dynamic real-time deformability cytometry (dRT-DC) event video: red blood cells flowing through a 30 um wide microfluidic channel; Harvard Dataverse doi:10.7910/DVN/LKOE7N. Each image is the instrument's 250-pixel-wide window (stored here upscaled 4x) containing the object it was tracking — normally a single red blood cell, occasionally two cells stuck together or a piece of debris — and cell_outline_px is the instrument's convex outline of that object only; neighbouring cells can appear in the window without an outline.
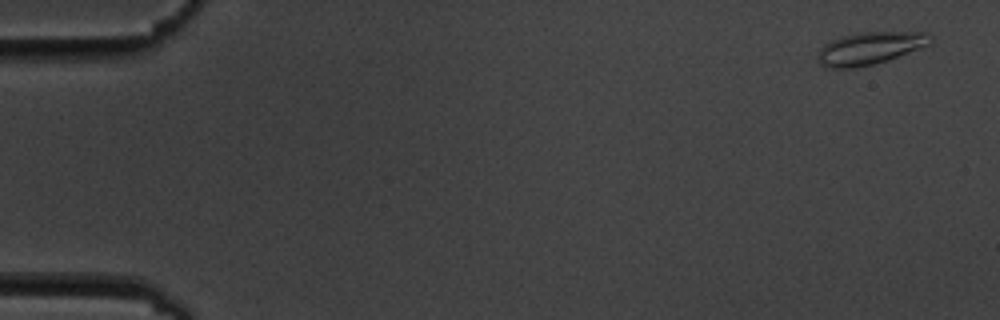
{"species": "common noctule bat (a hibernating species)", "species_latin": "Nyctalus noctula", "temperature_condition": "cold", "stored_images_in_passage": 15, "camera_frame_rate_fps": 3000, "um_per_image_px": 0.085, "animal": {"sex": "male", "body_mass_g": 19.5, "forearm_length_mm": 54.6}, "frame": {"image": 1, "passage_image": 1, "time_ms": 0.0, "image_size_px": [1000, 320], "cell_outline_px": [[932, 40], [928, 44], [888, 60], [872, 64], [852, 68], [832, 68], [820, 64], [816, 56], [820, 48], [824, 44], [840, 36], [860, 32], [924, 32], [932, 36]], "centroid_in_image_um": [73.89, 4.09], "position_along_channel_um": 11.1, "area_um2": 21.1}}
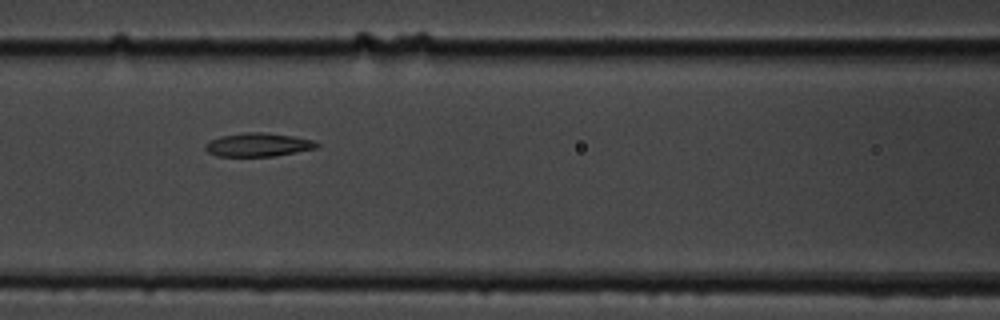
{"frame": {"image": 2, "passage_image": 7, "time_ms": 7.667, "image_size_px": [1000, 320], "cell_outline_px": [[320, 144], [316, 148], [276, 156], [216, 156], [208, 152], [204, 148], [204, 144], [208, 140], [220, 136], [244, 132], [264, 132], [292, 136], [312, 140]], "centroid_in_image_um": [21.89, 12.3], "position_along_channel_um": 144.7, "area_um2": 15.37}}
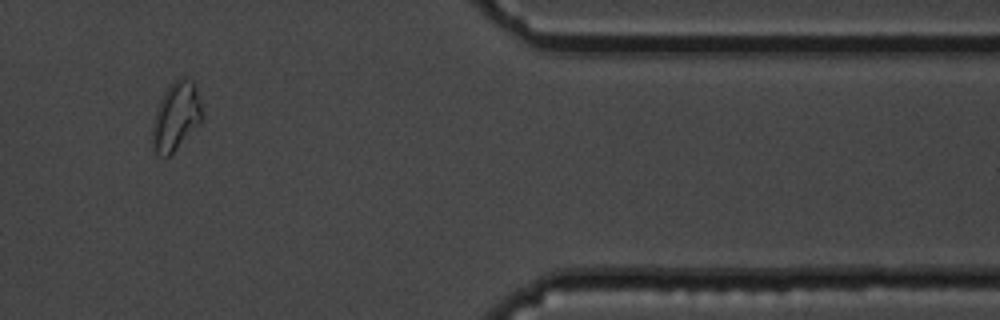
{"frame": {"image": 3, "passage_image": 13, "time_ms": 15.667, "image_size_px": [1000, 320], "cell_outline_px": [[204, 120], [168, 156], [164, 156], [156, 152], [152, 148], [152, 128], [156, 112], [160, 100], [164, 92], [172, 80], [180, 76], [184, 76], [192, 80], [196, 88], [200, 100], [204, 116]], "centroid_in_image_um": [14.99, 9.84], "position_along_channel_um": 396.4, "area_um2": 19.88}, "authors_computed_cell_mechanics": {"area_um2": 16.1262, "velocity_mm_per_s": 3.4908, "shape_relaxation_time_tau1_ms": 2.4896, "shape_relaxation_time_tau2_ms": 4.5397, "deformation_change_tau1": 0.1097, "deformation_change_tau2": 0.135}}